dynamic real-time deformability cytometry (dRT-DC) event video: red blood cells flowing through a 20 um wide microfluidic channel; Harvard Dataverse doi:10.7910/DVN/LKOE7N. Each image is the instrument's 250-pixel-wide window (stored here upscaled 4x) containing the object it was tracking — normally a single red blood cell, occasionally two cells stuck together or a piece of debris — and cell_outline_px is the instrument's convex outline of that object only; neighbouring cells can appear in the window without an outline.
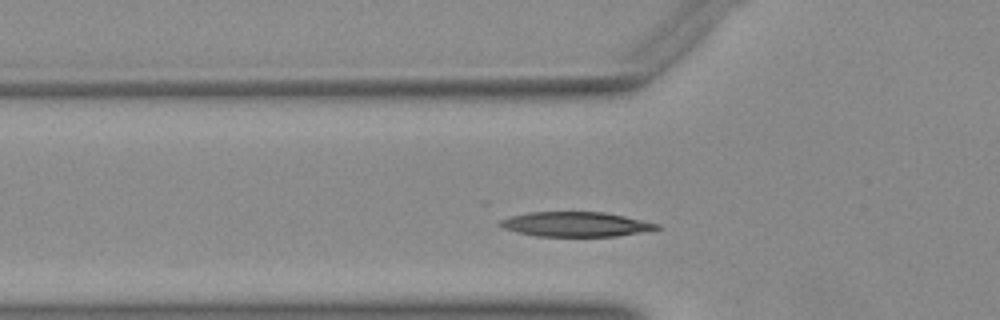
{"species": "Egyptian fruit bat (a non-hibernating species)", "species_latin": "Rousettus aegyptiacus", "temperature_condition": "warm", "stored_images_in_passage": 28, "camera_frame_rate_fps": 3000, "um_per_image_px": 0.085, "animal": {"sex": "female"}, "frame": {"image": 1, "passage_image": 7, "time_ms": 2.0, "image_size_px": [1000, 320], "cell_outline_px": [[660, 228], [640, 232], [616, 236], [536, 236], [516, 232], [504, 228], [496, 224], [500, 220], [508, 216], [528, 212], [604, 212], [624, 216], [660, 224]], "centroid_in_image_um": [48.87, 19.06], "position_along_channel_um": 76.9, "area_um2": 22.54}}
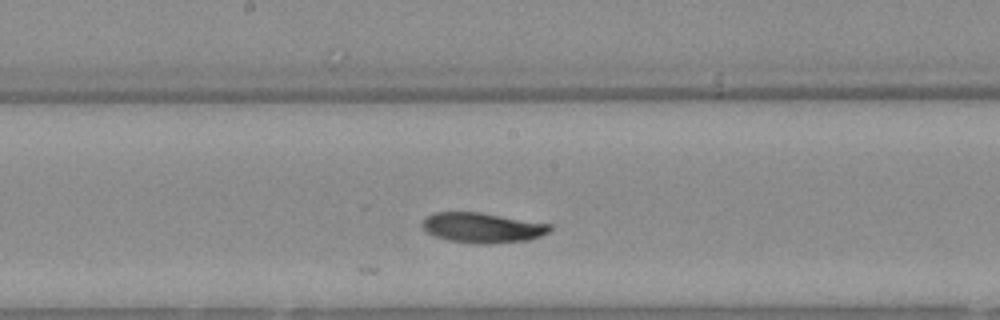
{"frame": {"image": 2, "passage_image": 17, "time_ms": 5.333, "image_size_px": [1000, 320], "cell_outline_px": [[552, 228], [548, 232], [540, 236], [528, 240], [488, 244], [480, 244], [448, 240], [436, 236], [428, 232], [420, 224], [428, 216], [436, 212], [480, 212], [552, 224]], "centroid_in_image_um": [41.03, 19.35], "position_along_channel_um": 207.2, "area_um2": 22.25}}
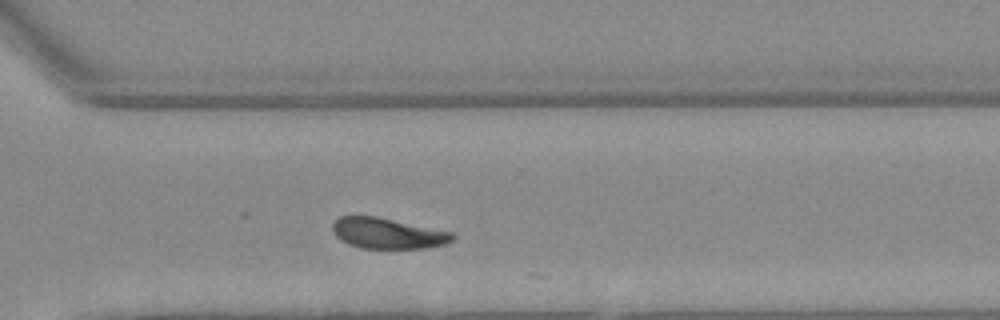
{"frame": {"image": 3, "passage_image": 27, "time_ms": 8.667, "image_size_px": [1000, 320], "cell_outline_px": [[456, 236], [452, 240], [444, 244], [428, 248], [360, 248], [348, 244], [340, 240], [332, 232], [332, 224], [340, 216], [376, 216], [452, 232]], "centroid_in_image_um": [32.93, 19.83], "position_along_channel_um": 337.7, "area_um2": 21.44}}